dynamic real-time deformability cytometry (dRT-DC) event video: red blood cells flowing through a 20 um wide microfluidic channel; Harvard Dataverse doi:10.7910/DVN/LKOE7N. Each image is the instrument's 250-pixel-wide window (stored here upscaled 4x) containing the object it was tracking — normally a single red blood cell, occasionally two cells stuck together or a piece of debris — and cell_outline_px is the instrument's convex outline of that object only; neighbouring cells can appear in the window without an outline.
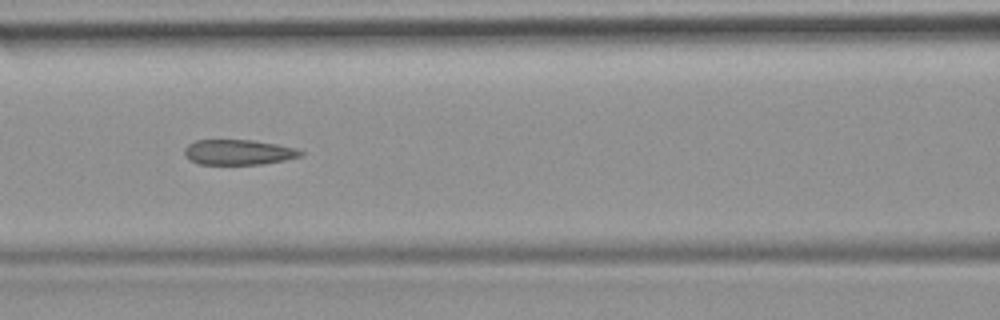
{"species": "common noctule bat (a hibernating species)", "species_latin": "Nyctalus noctula", "temperature_condition": "room temperature", "stored_images_in_passage": 50, "camera_frame_rate_fps": 3000, "um_per_image_px": 0.085, "animal": {"sex": "female", "body_mass_g": 19.9}, "frame": {"image": 1, "passage_image": 22, "time_ms": 7.0, "image_size_px": [1000, 320], "cell_outline_px": [[304, 156], [284, 160], [260, 164], [200, 164], [188, 160], [184, 156], [184, 148], [188, 144], [196, 140], [252, 140], [276, 144], [296, 148], [304, 152]], "centroid_in_image_um": [20.25, 12.94], "position_along_channel_um": 146.3, "area_um2": 17.17}, "authors_computed_cell_mechanics": {"area_um2": 18.6983, "velocity_mm_per_s": 3.9933, "shape_relaxation_time_tau1_ms": null, "shape_relaxation_time_tau2_ms": 2.2147, "deformation_change_tau1": null, "deformation_change_tau2": 0.1014}}